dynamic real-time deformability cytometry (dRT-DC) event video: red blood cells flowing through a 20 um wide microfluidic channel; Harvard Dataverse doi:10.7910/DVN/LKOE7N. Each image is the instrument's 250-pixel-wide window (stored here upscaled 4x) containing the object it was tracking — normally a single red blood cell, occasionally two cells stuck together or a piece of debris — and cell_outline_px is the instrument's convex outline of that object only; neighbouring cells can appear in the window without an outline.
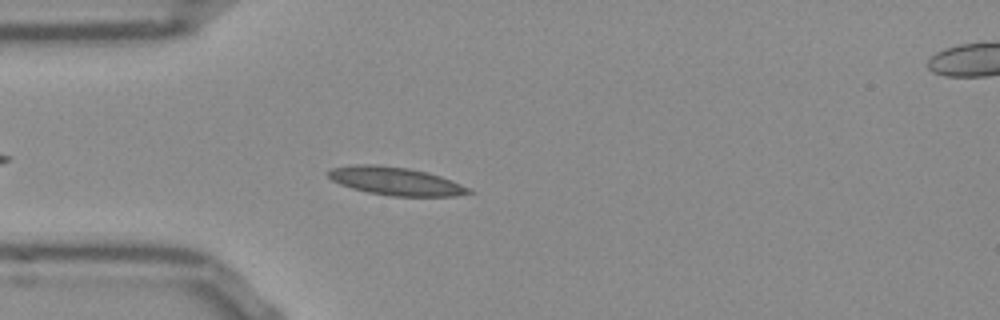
{"species": "Egyptian fruit bat (a non-hibernating species)", "species_latin": "Rousettus aegyptiacus", "temperature_condition": "room temperature", "stored_images_in_passage": 51, "camera_frame_rate_fps": 3000, "um_per_image_px": 0.085, "frame": {"image": 1, "passage_image": 13, "time_ms": 4.0, "image_size_px": [1000, 320], "cell_outline_px": [[472, 192], [456, 196], [392, 196], [368, 192], [352, 188], [340, 184], [332, 180], [328, 176], [328, 172], [332, 168], [356, 164], [376, 164], [408, 168], [428, 172], [452, 180], [468, 188]], "centroid_in_image_um": [33.61, 15.39], "position_along_channel_um": 51.4, "area_um2": 22.83}}
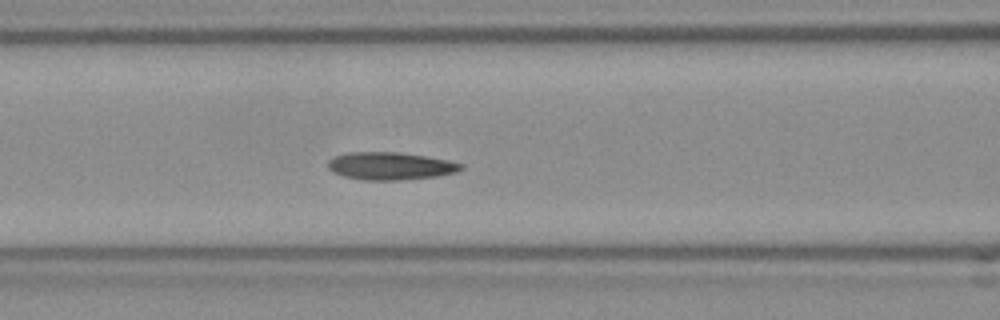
{"frame": {"image": 2, "passage_image": 20, "time_ms": 6.333, "image_size_px": [1000, 320], "cell_outline_px": [[464, 168], [456, 172], [436, 176], [400, 180], [364, 180], [344, 176], [332, 172], [328, 168], [328, 160], [332, 156], [348, 152], [400, 152], [448, 160], [464, 164]], "centroid_in_image_um": [33.15, 14.1], "position_along_channel_um": 133.4, "area_um2": 21.5}}
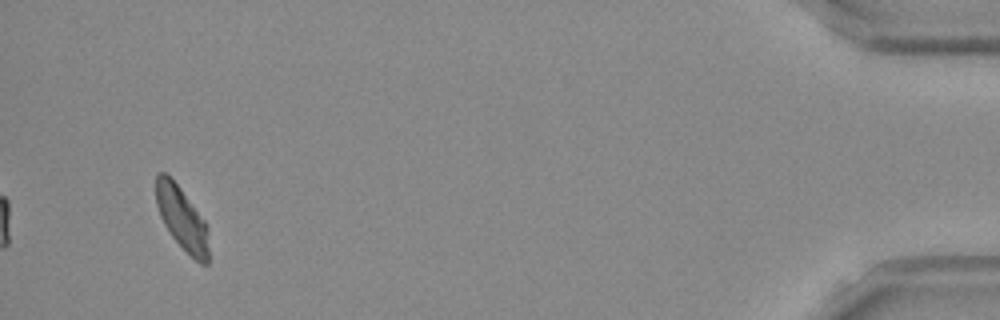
{"frame": {"image": 3, "passage_image": 49, "time_ms": 16.0, "image_size_px": [1000, 320], "cell_outline_px": [[208, 264], [200, 264], [172, 236], [164, 224], [160, 216], [156, 204], [156, 176], [160, 172], [164, 172], [180, 188], [204, 220], [208, 228]], "centroid_in_image_um": [15.46, 18.57], "position_along_channel_um": 419.7, "area_um2": 18.9}, "authors_computed_cell_mechanics": {"area_um2": 20.808, "velocity_mm_per_s": 3.8083, "shape_relaxation_time_tau1_ms": 7.0878, "shape_relaxation_time_tau2_ms": 2.0036, "deformation_change_tau1": 0.1762, "deformation_change_tau2": 0.0719}}